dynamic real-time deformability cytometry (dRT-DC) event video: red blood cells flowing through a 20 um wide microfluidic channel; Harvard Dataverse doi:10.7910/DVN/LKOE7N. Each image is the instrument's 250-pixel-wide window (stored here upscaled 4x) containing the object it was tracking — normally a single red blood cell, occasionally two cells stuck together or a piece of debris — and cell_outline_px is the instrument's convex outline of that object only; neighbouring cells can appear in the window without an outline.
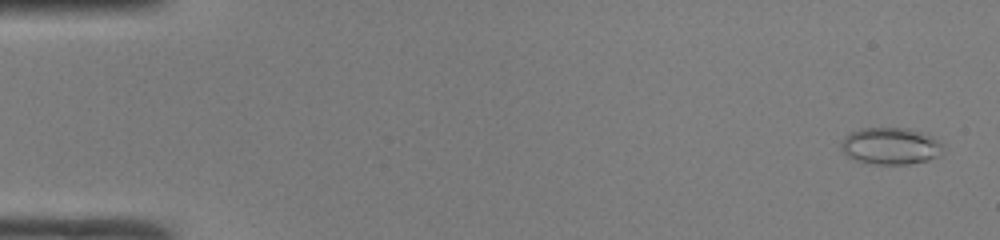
{"species": "common noctule bat (a hibernating species)", "species_latin": "Nyctalus noctula", "temperature_condition": "room temperature", "stored_images_in_passage": 49, "camera_frame_rate_fps": 3000, "um_per_image_px": 0.085, "animal": {"sex": "male", "body_mass_g": 19.0, "forearm_length_mm": 50.8}, "frame": {"image": 1, "passage_image": 2, "time_ms": 0.333, "image_size_px": [1000, 240], "cell_outline_px": [[944, 148], [940, 156], [928, 160], [908, 164], [876, 164], [856, 160], [848, 156], [840, 148], [840, 144], [844, 136], [848, 132], [860, 128], [908, 128], [924, 132], [940, 140], [944, 144]], "centroid_in_image_um": [75.73, 12.39], "position_along_channel_um": 9.3, "area_um2": 22.31}}
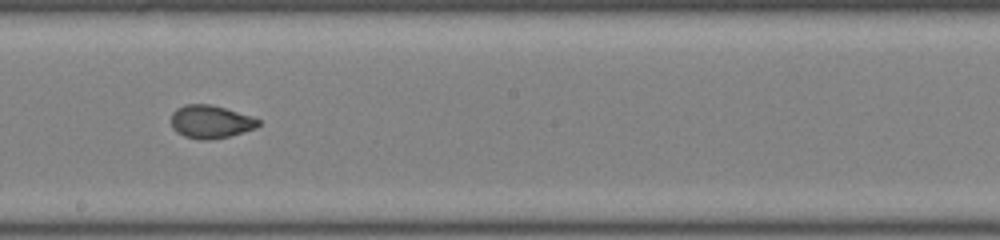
{"frame": {"image": 2, "passage_image": 28, "time_ms": 9.0, "image_size_px": [1000, 240], "cell_outline_px": [[260, 124], [256, 128], [228, 136], [208, 140], [200, 140], [184, 136], [176, 132], [172, 128], [172, 112], [176, 108], [184, 104], [212, 104], [252, 116], [260, 120]], "centroid_in_image_um": [17.89, 10.34], "position_along_channel_um": 230.3, "area_um2": 16.88}}
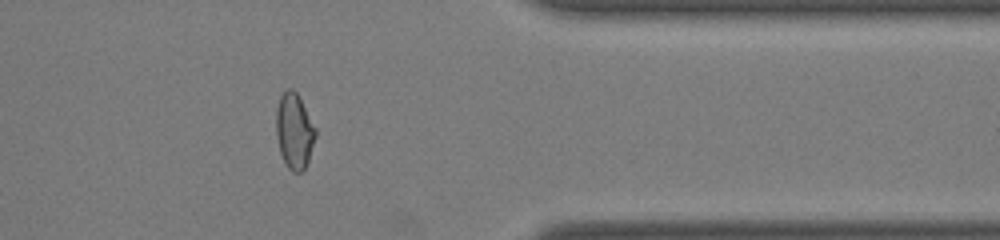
{"frame": {"image": 3, "passage_image": 40, "time_ms": 13.0, "image_size_px": [1000, 240], "cell_outline_px": [[316, 136], [308, 160], [304, 168], [300, 172], [292, 172], [288, 168], [280, 152], [276, 136], [276, 108], [280, 96], [284, 88], [292, 88], [296, 92], [316, 128]], "centroid_in_image_um": [25.0, 11.11], "position_along_channel_um": 386.4, "area_um2": 17.28}, "authors_computed_cell_mechanics": {"area_um2": 18.0336, "velocity_mm_per_s": 4.2373, "shape_relaxation_time_tau1_ms": 6.7974, "shape_relaxation_time_tau2_ms": 0.9961, "deformation_change_tau1": 0.1753, "deformation_change_tau2": 0.0464}}